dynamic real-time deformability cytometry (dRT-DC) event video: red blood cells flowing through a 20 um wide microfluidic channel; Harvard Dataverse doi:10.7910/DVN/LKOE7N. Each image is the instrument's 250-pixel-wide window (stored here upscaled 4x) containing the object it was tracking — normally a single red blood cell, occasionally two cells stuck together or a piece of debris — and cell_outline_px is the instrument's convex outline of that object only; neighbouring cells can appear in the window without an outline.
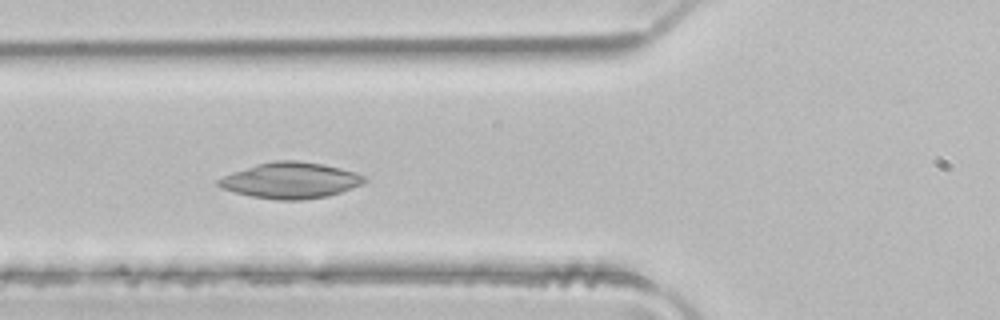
{"species": "common noctule bat (a hibernating species)", "species_latin": "Nyctalus noctula", "temperature_condition": "room temperature", "stored_images_in_passage": 4, "camera_frame_rate_fps": 3000, "um_per_image_px": 0.085, "animal": {"sex": "male", "body_mass_g": 21.5, "forearm_length_mm": 52.0}, "frame": {"image": 1, "passage_image": 2, "time_ms": 0.333, "image_size_px": [1000, 320], "cell_outline_px": [[368, 180], [364, 184], [328, 196], [300, 200], [276, 200], [252, 196], [220, 188], [216, 184], [216, 180], [220, 176], [256, 164], [276, 160], [296, 160], [320, 164], [340, 168], [356, 172], [364, 176]], "centroid_in_image_um": [24.67, 15.33], "position_along_channel_um": 101.1, "area_um2": 30.69}}
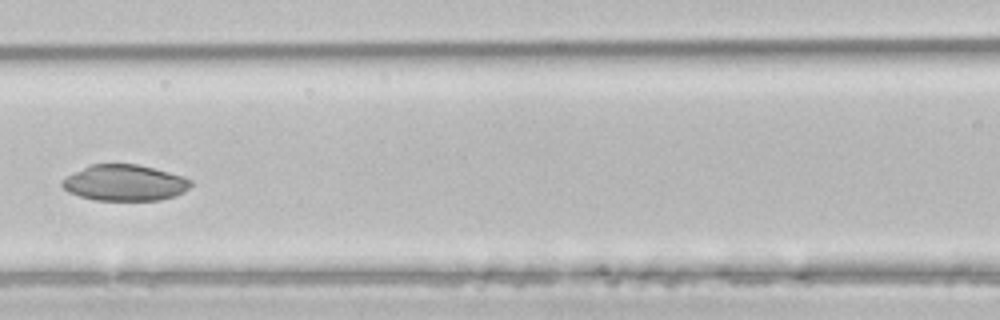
{"frame": {"image": 2, "passage_image": 3, "time_ms": 0.667, "image_size_px": [1000, 320], "cell_outline_px": [[192, 184], [184, 192], [176, 196], [160, 200], [96, 200], [80, 196], [68, 192], [60, 184], [60, 180], [92, 164], [136, 164], [184, 176], [192, 180]], "centroid_in_image_um": [10.62, 15.55], "position_along_channel_um": 156.0, "area_um2": 26.88}}
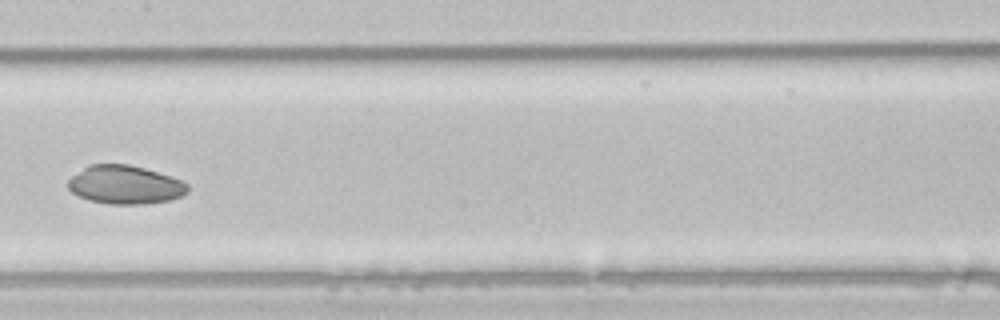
{"frame": {"image": 3, "passage_image": 4, "time_ms": 1.0, "image_size_px": [1000, 320], "cell_outline_px": [[188, 192], [172, 200], [144, 204], [108, 204], [88, 200], [72, 192], [68, 188], [68, 180], [72, 176], [88, 164], [128, 164], [144, 168], [172, 176], [188, 184]], "centroid_in_image_um": [10.63, 15.71], "position_along_channel_um": 196.8, "area_um2": 26.93}}